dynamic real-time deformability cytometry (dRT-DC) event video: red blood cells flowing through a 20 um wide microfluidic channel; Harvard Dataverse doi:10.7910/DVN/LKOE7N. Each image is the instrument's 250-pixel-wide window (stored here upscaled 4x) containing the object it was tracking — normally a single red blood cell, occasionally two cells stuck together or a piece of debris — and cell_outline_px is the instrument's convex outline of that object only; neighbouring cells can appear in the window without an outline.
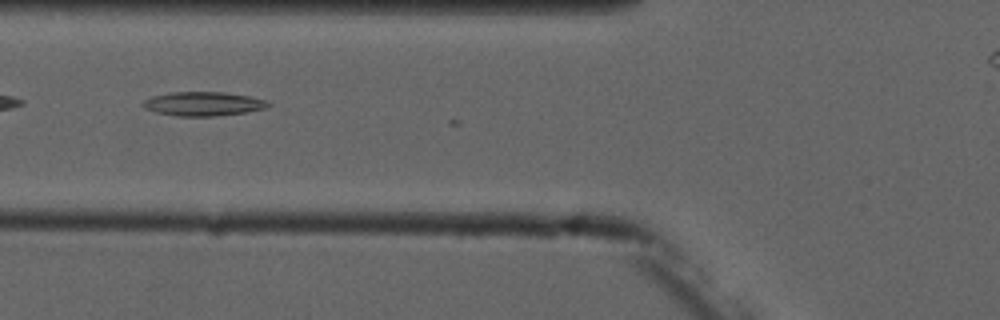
{"species": "common noctule bat (a hibernating species)", "species_latin": "Nyctalus noctula", "temperature_condition": "cold", "stored_images_in_passage": 2, "camera_frame_rate_fps": 3000, "um_per_image_px": 0.085, "animal": {"sex": "male", "forearm_length_mm": 52.5}, "frame": {"image": 1, "passage_image": 2, "time_ms": 1.0, "image_size_px": [1000, 320], "cell_outline_px": [[272, 104], [268, 108], [248, 112], [216, 116], [176, 116], [156, 112], [144, 108], [140, 104], [144, 100], [152, 96], [172, 92], [220, 92], [248, 96], [264, 100]], "centroid_in_image_um": [17.27, 8.83], "position_along_channel_um": 108.5, "area_um2": 17.57}}